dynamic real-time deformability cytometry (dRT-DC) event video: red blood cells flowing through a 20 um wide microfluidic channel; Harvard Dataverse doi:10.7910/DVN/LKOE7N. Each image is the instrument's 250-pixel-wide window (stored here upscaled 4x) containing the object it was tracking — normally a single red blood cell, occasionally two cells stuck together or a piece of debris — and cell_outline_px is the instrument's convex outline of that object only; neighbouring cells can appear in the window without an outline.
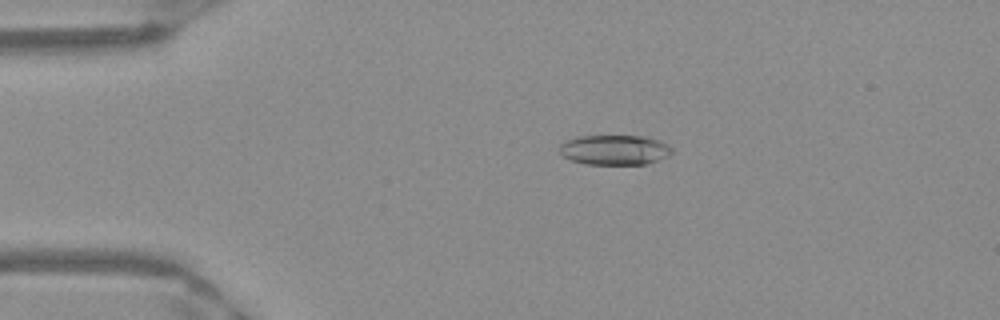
{"species": "Egyptian fruit bat (a non-hibernating species)", "species_latin": "Rousettus aegyptiacus", "temperature_condition": "warm", "stored_images_in_passage": 51, "camera_frame_rate_fps": 3000, "um_per_image_px": 0.085, "frame": {"image": 1, "passage_image": 11, "time_ms": 3.333, "image_size_px": [1000, 320], "cell_outline_px": [[672, 152], [668, 156], [644, 164], [584, 164], [572, 160], [564, 156], [560, 152], [560, 144], [564, 140], [576, 136], [644, 136], [668, 144], [672, 148]], "centroid_in_image_um": [52.21, 12.73], "position_along_channel_um": 32.8, "area_um2": 19.54}}
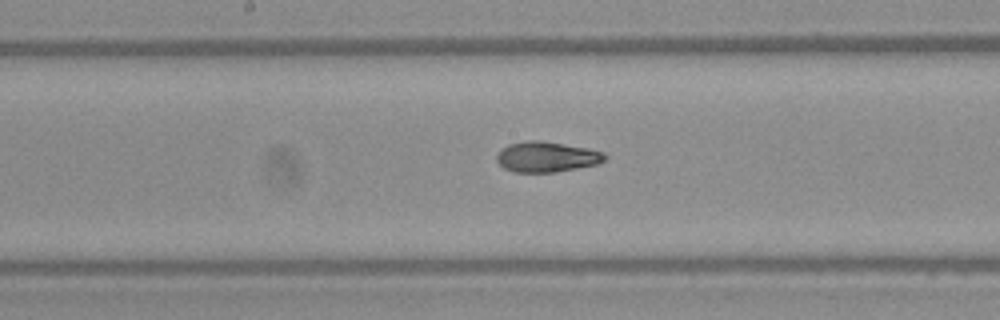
{"frame": {"image": 2, "passage_image": 27, "time_ms": 8.667, "image_size_px": [1000, 320], "cell_outline_px": [[608, 156], [604, 160], [596, 164], [556, 172], [512, 172], [504, 168], [496, 160], [496, 156], [508, 144], [528, 140], [540, 140], [588, 148], [604, 152]], "centroid_in_image_um": [46.47, 13.33], "position_along_channel_um": 201.7, "area_um2": 19.07}}
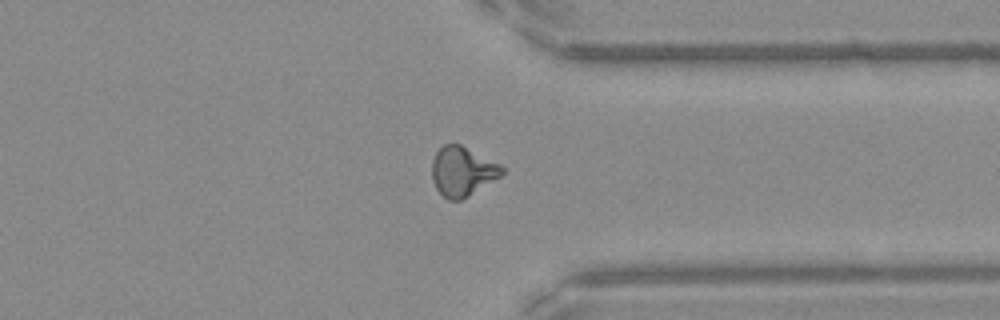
{"frame": {"image": 3, "passage_image": 40, "time_ms": 13.0, "image_size_px": [1000, 320], "cell_outline_px": [[504, 172], [500, 176], [468, 196], [460, 200], [448, 200], [436, 188], [432, 180], [432, 160], [436, 152], [444, 144], [460, 144], [500, 164], [504, 168]], "centroid_in_image_um": [39.29, 14.56], "position_along_channel_um": 372.1, "area_um2": 19.94}, "authors_computed_cell_mechanics": {"area_um2": 19.7098, "velocity_mm_per_s": 3.9926, "shape_relaxation_time_tau1_ms": 8.1509, "shape_relaxation_time_tau2_ms": 2.0821, "deformation_change_tau1": 0.2746, "deformation_change_tau2": 0.0876}}